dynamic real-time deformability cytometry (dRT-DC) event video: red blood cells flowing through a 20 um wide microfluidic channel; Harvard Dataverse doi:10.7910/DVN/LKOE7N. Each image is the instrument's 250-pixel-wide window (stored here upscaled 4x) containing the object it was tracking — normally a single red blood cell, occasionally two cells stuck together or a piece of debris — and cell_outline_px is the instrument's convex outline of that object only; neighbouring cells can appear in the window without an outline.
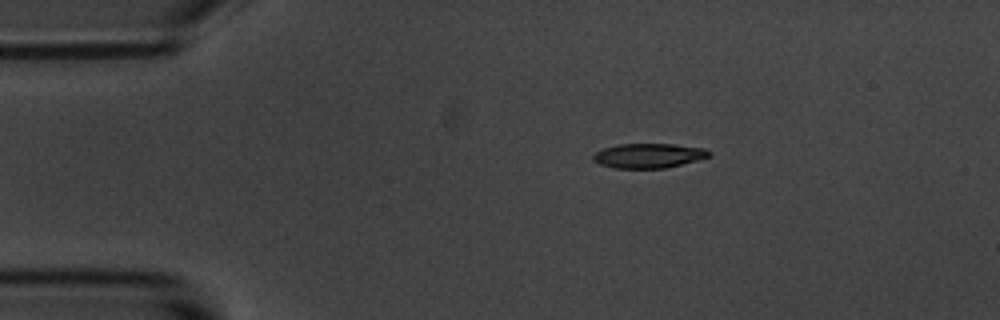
{"species": "common noctule bat (a hibernating species)", "species_latin": "Nyctalus noctula", "temperature_condition": "room temperature", "stored_images_in_passage": 4, "camera_frame_rate_fps": 3000, "um_per_image_px": 0.085, "animal": {"sex": "male", "body_mass_g": 20.1, "forearm_length_mm": 53.5}, "frame": {"image": 1, "passage_image": 1, "time_ms": 0.0, "image_size_px": [1000, 320], "cell_outline_px": [[712, 156], [664, 168], [616, 168], [600, 164], [592, 160], [592, 156], [596, 152], [604, 148], [620, 144], [672, 144], [704, 148], [712, 152]], "centroid_in_image_um": [55.14, 13.23], "position_along_channel_um": 29.9, "area_um2": 16.47}}
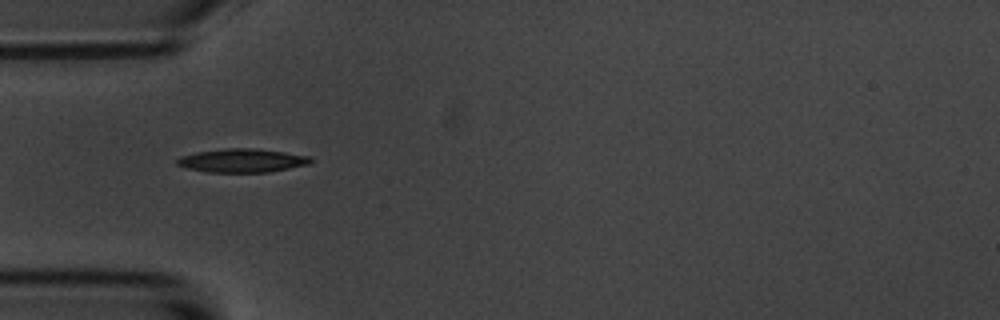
{"frame": {"image": 2, "passage_image": 3, "time_ms": 2.333, "image_size_px": [1000, 320], "cell_outline_px": [[312, 160], [308, 164], [268, 172], [208, 172], [188, 168], [176, 164], [176, 160], [180, 156], [196, 152], [224, 148], [252, 148], [284, 152], [312, 156]], "centroid_in_image_um": [20.56, 13.64], "position_along_channel_um": 64.4, "area_um2": 18.26}}